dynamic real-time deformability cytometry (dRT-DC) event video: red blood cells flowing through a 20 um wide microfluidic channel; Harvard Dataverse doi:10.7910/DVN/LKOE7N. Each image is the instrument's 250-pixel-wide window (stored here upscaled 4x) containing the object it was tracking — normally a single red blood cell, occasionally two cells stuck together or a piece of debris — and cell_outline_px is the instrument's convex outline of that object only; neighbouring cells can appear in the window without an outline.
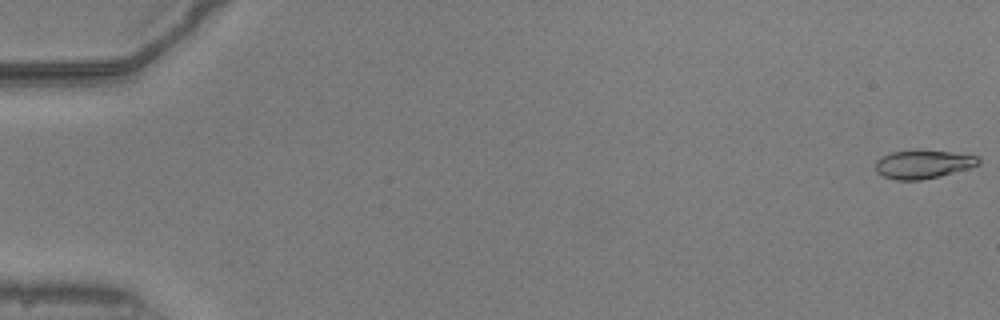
{"species": "common noctule bat (a hibernating species)", "species_latin": "Nyctalus noctula", "temperature_condition": "warm", "stored_images_in_passage": 53, "camera_frame_rate_fps": 3000, "um_per_image_px": 0.085, "animal": {"sex": "male", "body_mass_g": 20.5, "forearm_length_mm": 52.5}, "frame": {"image": 1, "passage_image": 1, "time_ms": 0.0, "image_size_px": [1000, 320], "cell_outline_px": [[980, 164], [972, 168], [940, 176], [920, 180], [896, 180], [884, 176], [876, 172], [876, 160], [880, 156], [892, 152], [952, 152], [976, 156], [980, 160]], "centroid_in_image_um": [78.47, 13.99], "position_along_channel_um": 6.5, "area_um2": 16.7}}
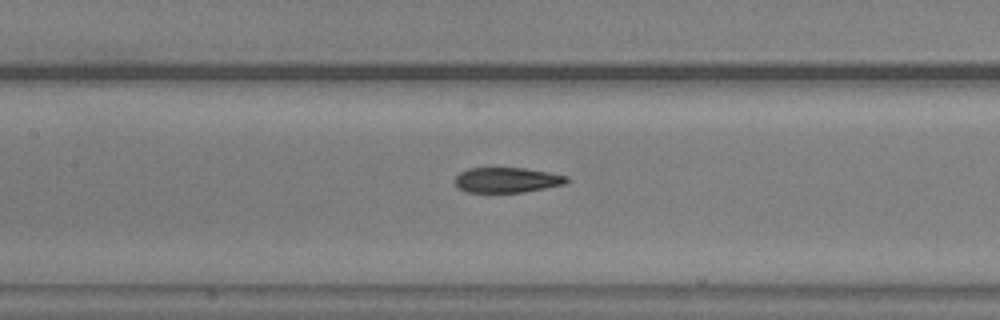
{"frame": {"image": 2, "passage_image": 26, "time_ms": 8.333, "image_size_px": [1000, 320], "cell_outline_px": [[568, 180], [564, 184], [524, 192], [464, 192], [456, 188], [456, 176], [460, 172], [468, 168], [524, 168], [548, 172], [568, 176]], "centroid_in_image_um": [43.05, 15.3], "position_along_channel_um": 164.3, "area_um2": 16.36}}
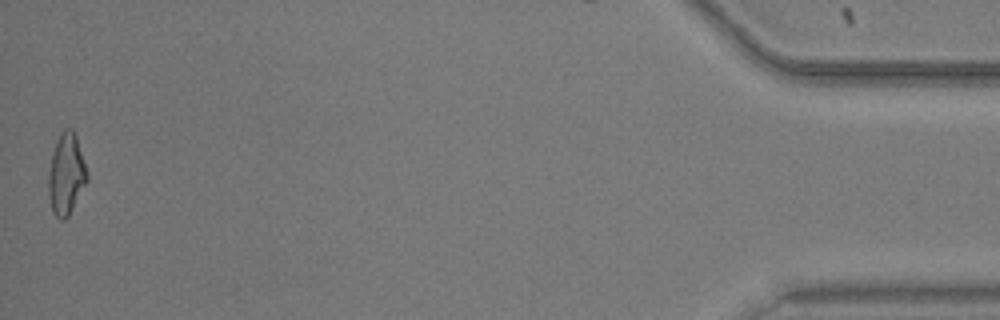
{"frame": {"image": 3, "passage_image": 53, "time_ms": 17.333, "image_size_px": [1000, 320], "cell_outline_px": [[88, 180], [68, 216], [64, 220], [60, 220], [52, 212], [48, 196], [48, 172], [56, 140], [60, 132], [64, 128], [72, 128], [76, 136], [88, 172]], "centroid_in_image_um": [5.62, 14.8], "position_along_channel_um": 429.6, "area_um2": 18.38}, "authors_computed_cell_mechanics": {"area_um2": 17.5712, "velocity_mm_per_s": 3.9232, "shape_relaxation_time_tau1_ms": 4.0754, "shape_relaxation_time_tau2_ms": 2.1764, "deformation_change_tau1": 0.1648, "deformation_change_tau2": 0.0927}}